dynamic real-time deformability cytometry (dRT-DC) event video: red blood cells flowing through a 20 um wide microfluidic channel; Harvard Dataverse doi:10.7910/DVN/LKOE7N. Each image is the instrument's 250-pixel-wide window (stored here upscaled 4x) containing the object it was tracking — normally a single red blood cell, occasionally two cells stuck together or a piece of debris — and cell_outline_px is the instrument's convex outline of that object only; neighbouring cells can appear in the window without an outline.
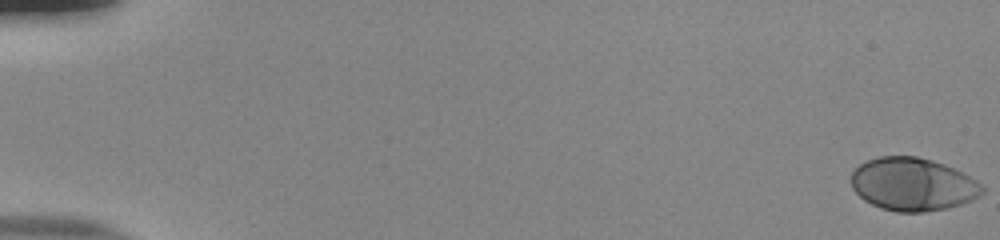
{"species": "human", "species_latin": "Homo sapiens", "temperature_condition": "room temperature", "stored_images_in_passage": 16, "camera_frame_rate_fps": 3000, "um_per_image_px": 0.085, "donor": {"sex": "male"}, "frame": {"image": 1, "passage_image": 1, "time_ms": 0.0, "image_size_px": [1000, 240], "cell_outline_px": [[984, 192], [980, 196], [972, 200], [948, 208], [924, 212], [896, 212], [880, 208], [864, 200], [852, 188], [852, 172], [860, 164], [868, 160], [880, 156], [916, 156], [952, 168], [960, 172], [984, 188]], "centroid_in_image_um": [77.54, 15.69], "position_along_channel_um": 7.5, "area_um2": 39.88}}
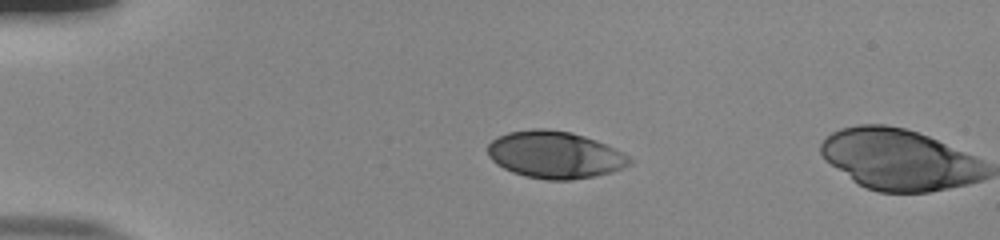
{"frame": {"image": 2, "passage_image": 14, "time_ms": 4.333, "image_size_px": [1000, 240], "cell_outline_px": [[628, 164], [612, 172], [596, 176], [572, 180], [544, 180], [524, 176], [512, 172], [496, 164], [488, 156], [488, 144], [492, 140], [508, 132], [568, 132], [604, 144], [620, 152], [628, 160]], "centroid_in_image_um": [47.1, 13.23], "position_along_channel_um": 37.9, "area_um2": 37.22}}